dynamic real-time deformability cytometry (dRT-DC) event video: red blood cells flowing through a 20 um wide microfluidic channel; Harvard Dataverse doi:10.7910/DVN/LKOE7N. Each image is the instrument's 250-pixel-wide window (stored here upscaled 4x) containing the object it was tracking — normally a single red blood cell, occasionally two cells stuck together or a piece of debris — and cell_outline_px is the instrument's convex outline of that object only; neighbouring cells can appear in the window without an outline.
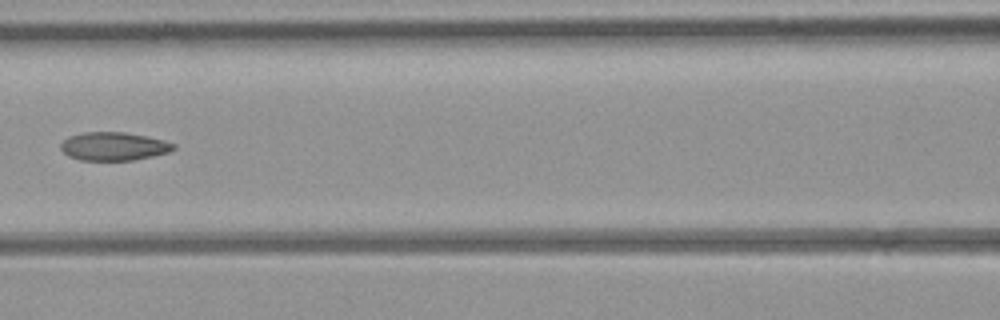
{"species": "common noctule bat (a hibernating species)", "species_latin": "Nyctalus noctula", "temperature_condition": "room temperature", "stored_images_in_passage": 7, "camera_frame_rate_fps": 3000, "um_per_image_px": 0.085, "animal": {"sex": "female", "body_mass_g": 21.9}, "frame": {"image": 1, "passage_image": 7, "time_ms": 7.0, "image_size_px": [1000, 320], "cell_outline_px": [[176, 148], [168, 152], [152, 156], [132, 160], [80, 160], [68, 156], [60, 148], [60, 144], [68, 136], [84, 132], [124, 132], [164, 140], [176, 144]], "centroid_in_image_um": [9.65, 12.43], "position_along_channel_um": 157.0, "area_um2": 18.55}}